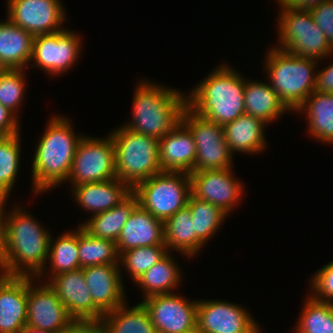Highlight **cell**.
<instances>
[{
	"label": "cell",
	"instance_id": "6da1fadb",
	"mask_svg": "<svg viewBox=\"0 0 333 333\" xmlns=\"http://www.w3.org/2000/svg\"><path fill=\"white\" fill-rule=\"evenodd\" d=\"M15 206L10 213L7 212L4 237L0 243L3 274L31 276L41 282L45 275L47 277L45 272L52 235L26 209L19 204Z\"/></svg>",
	"mask_w": 333,
	"mask_h": 333
},
{
	"label": "cell",
	"instance_id": "7a4b0ae2",
	"mask_svg": "<svg viewBox=\"0 0 333 333\" xmlns=\"http://www.w3.org/2000/svg\"><path fill=\"white\" fill-rule=\"evenodd\" d=\"M45 132L35 147L32 163L34 194H41L67 181L81 134L69 118L55 115L48 120Z\"/></svg>",
	"mask_w": 333,
	"mask_h": 333
},
{
	"label": "cell",
	"instance_id": "3957f363",
	"mask_svg": "<svg viewBox=\"0 0 333 333\" xmlns=\"http://www.w3.org/2000/svg\"><path fill=\"white\" fill-rule=\"evenodd\" d=\"M227 64L218 65L186 94V105L198 116L224 126L245 113V77Z\"/></svg>",
	"mask_w": 333,
	"mask_h": 333
},
{
	"label": "cell",
	"instance_id": "277c9868",
	"mask_svg": "<svg viewBox=\"0 0 333 333\" xmlns=\"http://www.w3.org/2000/svg\"><path fill=\"white\" fill-rule=\"evenodd\" d=\"M137 83L132 101L133 119L123 126L160 140L180 122L186 94L149 80Z\"/></svg>",
	"mask_w": 333,
	"mask_h": 333
},
{
	"label": "cell",
	"instance_id": "5b68a950",
	"mask_svg": "<svg viewBox=\"0 0 333 333\" xmlns=\"http://www.w3.org/2000/svg\"><path fill=\"white\" fill-rule=\"evenodd\" d=\"M264 63L269 84L287 109L296 113L315 89L318 60L271 47Z\"/></svg>",
	"mask_w": 333,
	"mask_h": 333
},
{
	"label": "cell",
	"instance_id": "8992f818",
	"mask_svg": "<svg viewBox=\"0 0 333 333\" xmlns=\"http://www.w3.org/2000/svg\"><path fill=\"white\" fill-rule=\"evenodd\" d=\"M115 145V169L119 180L132 189L142 181L162 172L159 140L120 126L110 132Z\"/></svg>",
	"mask_w": 333,
	"mask_h": 333
},
{
	"label": "cell",
	"instance_id": "52a82bcc",
	"mask_svg": "<svg viewBox=\"0 0 333 333\" xmlns=\"http://www.w3.org/2000/svg\"><path fill=\"white\" fill-rule=\"evenodd\" d=\"M277 49L294 56L322 60L331 57L333 49L309 10L279 7ZM322 58V59H321Z\"/></svg>",
	"mask_w": 333,
	"mask_h": 333
},
{
	"label": "cell",
	"instance_id": "ba28073f",
	"mask_svg": "<svg viewBox=\"0 0 333 333\" xmlns=\"http://www.w3.org/2000/svg\"><path fill=\"white\" fill-rule=\"evenodd\" d=\"M138 204L162 222L188 204L191 193L190 174L162 171L133 188Z\"/></svg>",
	"mask_w": 333,
	"mask_h": 333
},
{
	"label": "cell",
	"instance_id": "9c48e42d",
	"mask_svg": "<svg viewBox=\"0 0 333 333\" xmlns=\"http://www.w3.org/2000/svg\"><path fill=\"white\" fill-rule=\"evenodd\" d=\"M180 121L190 130L196 145L193 171L233 168V154L226 143L223 126L198 116L187 105Z\"/></svg>",
	"mask_w": 333,
	"mask_h": 333
},
{
	"label": "cell",
	"instance_id": "30bf717a",
	"mask_svg": "<svg viewBox=\"0 0 333 333\" xmlns=\"http://www.w3.org/2000/svg\"><path fill=\"white\" fill-rule=\"evenodd\" d=\"M113 178L117 176L115 145L111 135L99 139L84 135L77 145L67 182L71 181V186H78Z\"/></svg>",
	"mask_w": 333,
	"mask_h": 333
},
{
	"label": "cell",
	"instance_id": "8fae6325",
	"mask_svg": "<svg viewBox=\"0 0 333 333\" xmlns=\"http://www.w3.org/2000/svg\"><path fill=\"white\" fill-rule=\"evenodd\" d=\"M81 35L64 29L51 34L34 37L31 62L48 75H61L76 65L83 49Z\"/></svg>",
	"mask_w": 333,
	"mask_h": 333
},
{
	"label": "cell",
	"instance_id": "7c38bea8",
	"mask_svg": "<svg viewBox=\"0 0 333 333\" xmlns=\"http://www.w3.org/2000/svg\"><path fill=\"white\" fill-rule=\"evenodd\" d=\"M141 303L157 333H197L198 300L189 301L174 293L149 296Z\"/></svg>",
	"mask_w": 333,
	"mask_h": 333
},
{
	"label": "cell",
	"instance_id": "4fadbf2b",
	"mask_svg": "<svg viewBox=\"0 0 333 333\" xmlns=\"http://www.w3.org/2000/svg\"><path fill=\"white\" fill-rule=\"evenodd\" d=\"M246 308L224 300H198L197 333H261Z\"/></svg>",
	"mask_w": 333,
	"mask_h": 333
},
{
	"label": "cell",
	"instance_id": "5bb4252c",
	"mask_svg": "<svg viewBox=\"0 0 333 333\" xmlns=\"http://www.w3.org/2000/svg\"><path fill=\"white\" fill-rule=\"evenodd\" d=\"M38 282L35 277L28 276L27 326L62 333L75 320L50 285L47 282L40 285Z\"/></svg>",
	"mask_w": 333,
	"mask_h": 333
},
{
	"label": "cell",
	"instance_id": "9a60e30c",
	"mask_svg": "<svg viewBox=\"0 0 333 333\" xmlns=\"http://www.w3.org/2000/svg\"><path fill=\"white\" fill-rule=\"evenodd\" d=\"M7 4V18L34 36L66 29L61 0H7Z\"/></svg>",
	"mask_w": 333,
	"mask_h": 333
},
{
	"label": "cell",
	"instance_id": "2e32d148",
	"mask_svg": "<svg viewBox=\"0 0 333 333\" xmlns=\"http://www.w3.org/2000/svg\"><path fill=\"white\" fill-rule=\"evenodd\" d=\"M233 170L224 168L191 172L192 195L218 206L229 215L243 197L245 186L236 178Z\"/></svg>",
	"mask_w": 333,
	"mask_h": 333
},
{
	"label": "cell",
	"instance_id": "e0dca14e",
	"mask_svg": "<svg viewBox=\"0 0 333 333\" xmlns=\"http://www.w3.org/2000/svg\"><path fill=\"white\" fill-rule=\"evenodd\" d=\"M47 283L75 321L100 322L104 313L93 303L82 268L58 274Z\"/></svg>",
	"mask_w": 333,
	"mask_h": 333
},
{
	"label": "cell",
	"instance_id": "ac0fdd59",
	"mask_svg": "<svg viewBox=\"0 0 333 333\" xmlns=\"http://www.w3.org/2000/svg\"><path fill=\"white\" fill-rule=\"evenodd\" d=\"M93 303L105 314L123 305L127 298L119 264L82 268Z\"/></svg>",
	"mask_w": 333,
	"mask_h": 333
},
{
	"label": "cell",
	"instance_id": "d6986e66",
	"mask_svg": "<svg viewBox=\"0 0 333 333\" xmlns=\"http://www.w3.org/2000/svg\"><path fill=\"white\" fill-rule=\"evenodd\" d=\"M28 276H0V333H20L27 325Z\"/></svg>",
	"mask_w": 333,
	"mask_h": 333
},
{
	"label": "cell",
	"instance_id": "ffe728a7",
	"mask_svg": "<svg viewBox=\"0 0 333 333\" xmlns=\"http://www.w3.org/2000/svg\"><path fill=\"white\" fill-rule=\"evenodd\" d=\"M162 171L191 173L196 159V145L190 130L180 121L159 140Z\"/></svg>",
	"mask_w": 333,
	"mask_h": 333
},
{
	"label": "cell",
	"instance_id": "44dd1931",
	"mask_svg": "<svg viewBox=\"0 0 333 333\" xmlns=\"http://www.w3.org/2000/svg\"><path fill=\"white\" fill-rule=\"evenodd\" d=\"M154 245H165L164 222L138 204L117 239L118 254L133 248Z\"/></svg>",
	"mask_w": 333,
	"mask_h": 333
},
{
	"label": "cell",
	"instance_id": "7402d4cb",
	"mask_svg": "<svg viewBox=\"0 0 333 333\" xmlns=\"http://www.w3.org/2000/svg\"><path fill=\"white\" fill-rule=\"evenodd\" d=\"M71 188V194L77 204L86 212H91L92 216L121 204L133 193V189L118 178L104 182L85 183L71 186Z\"/></svg>",
	"mask_w": 333,
	"mask_h": 333
},
{
	"label": "cell",
	"instance_id": "603a6c76",
	"mask_svg": "<svg viewBox=\"0 0 333 333\" xmlns=\"http://www.w3.org/2000/svg\"><path fill=\"white\" fill-rule=\"evenodd\" d=\"M265 125L262 120L244 113L223 126L230 152L258 154L266 148Z\"/></svg>",
	"mask_w": 333,
	"mask_h": 333
},
{
	"label": "cell",
	"instance_id": "cb8c5ba5",
	"mask_svg": "<svg viewBox=\"0 0 333 333\" xmlns=\"http://www.w3.org/2000/svg\"><path fill=\"white\" fill-rule=\"evenodd\" d=\"M34 35L8 18L0 22V61L8 69H27L32 57Z\"/></svg>",
	"mask_w": 333,
	"mask_h": 333
},
{
	"label": "cell",
	"instance_id": "d4e9b609",
	"mask_svg": "<svg viewBox=\"0 0 333 333\" xmlns=\"http://www.w3.org/2000/svg\"><path fill=\"white\" fill-rule=\"evenodd\" d=\"M164 240L168 252L173 249L188 258L197 255L205 246L196 237L194 222L188 206L178 210L164 222Z\"/></svg>",
	"mask_w": 333,
	"mask_h": 333
},
{
	"label": "cell",
	"instance_id": "484cf974",
	"mask_svg": "<svg viewBox=\"0 0 333 333\" xmlns=\"http://www.w3.org/2000/svg\"><path fill=\"white\" fill-rule=\"evenodd\" d=\"M308 120V133L321 143L333 145V93L313 91L296 110Z\"/></svg>",
	"mask_w": 333,
	"mask_h": 333
},
{
	"label": "cell",
	"instance_id": "4316f807",
	"mask_svg": "<svg viewBox=\"0 0 333 333\" xmlns=\"http://www.w3.org/2000/svg\"><path fill=\"white\" fill-rule=\"evenodd\" d=\"M245 78V113L250 114L268 125L285 112H290L278 98L270 84Z\"/></svg>",
	"mask_w": 333,
	"mask_h": 333
},
{
	"label": "cell",
	"instance_id": "83f0119b",
	"mask_svg": "<svg viewBox=\"0 0 333 333\" xmlns=\"http://www.w3.org/2000/svg\"><path fill=\"white\" fill-rule=\"evenodd\" d=\"M104 333H157L142 303L128 307L126 303L103 314L100 322Z\"/></svg>",
	"mask_w": 333,
	"mask_h": 333
},
{
	"label": "cell",
	"instance_id": "f1b7e54d",
	"mask_svg": "<svg viewBox=\"0 0 333 333\" xmlns=\"http://www.w3.org/2000/svg\"><path fill=\"white\" fill-rule=\"evenodd\" d=\"M138 205V198L132 193L121 204L110 210L91 216L79 225L90 235L117 242L123 226ZM86 222V223H85Z\"/></svg>",
	"mask_w": 333,
	"mask_h": 333
},
{
	"label": "cell",
	"instance_id": "f546056e",
	"mask_svg": "<svg viewBox=\"0 0 333 333\" xmlns=\"http://www.w3.org/2000/svg\"><path fill=\"white\" fill-rule=\"evenodd\" d=\"M176 263L177 261L168 252L135 281L144 293L143 299L152 295L173 293L178 284L181 285L182 274L179 264Z\"/></svg>",
	"mask_w": 333,
	"mask_h": 333
},
{
	"label": "cell",
	"instance_id": "4dcf8cb0",
	"mask_svg": "<svg viewBox=\"0 0 333 333\" xmlns=\"http://www.w3.org/2000/svg\"><path fill=\"white\" fill-rule=\"evenodd\" d=\"M77 230V231H76ZM54 241H53V240ZM79 226L78 229L66 231L57 239H50L47 263L50 264L49 278L58 274L80 269L79 265ZM52 275V276H51Z\"/></svg>",
	"mask_w": 333,
	"mask_h": 333
},
{
	"label": "cell",
	"instance_id": "1f68e13d",
	"mask_svg": "<svg viewBox=\"0 0 333 333\" xmlns=\"http://www.w3.org/2000/svg\"><path fill=\"white\" fill-rule=\"evenodd\" d=\"M79 265L80 268L102 264H119L116 243L94 237L79 225Z\"/></svg>",
	"mask_w": 333,
	"mask_h": 333
},
{
	"label": "cell",
	"instance_id": "d6a6232c",
	"mask_svg": "<svg viewBox=\"0 0 333 333\" xmlns=\"http://www.w3.org/2000/svg\"><path fill=\"white\" fill-rule=\"evenodd\" d=\"M187 206L191 211L196 237L203 244H207L206 242L215 236L217 230L224 224L225 218L229 216L218 206L197 199L192 194Z\"/></svg>",
	"mask_w": 333,
	"mask_h": 333
},
{
	"label": "cell",
	"instance_id": "836d02e7",
	"mask_svg": "<svg viewBox=\"0 0 333 333\" xmlns=\"http://www.w3.org/2000/svg\"><path fill=\"white\" fill-rule=\"evenodd\" d=\"M294 333H333V303L307 295Z\"/></svg>",
	"mask_w": 333,
	"mask_h": 333
},
{
	"label": "cell",
	"instance_id": "e575fe53",
	"mask_svg": "<svg viewBox=\"0 0 333 333\" xmlns=\"http://www.w3.org/2000/svg\"><path fill=\"white\" fill-rule=\"evenodd\" d=\"M167 253L166 245L133 248L119 254V267H124L135 282Z\"/></svg>",
	"mask_w": 333,
	"mask_h": 333
},
{
	"label": "cell",
	"instance_id": "d590c367",
	"mask_svg": "<svg viewBox=\"0 0 333 333\" xmlns=\"http://www.w3.org/2000/svg\"><path fill=\"white\" fill-rule=\"evenodd\" d=\"M20 142V134H15L0 143V192L9 197L20 169Z\"/></svg>",
	"mask_w": 333,
	"mask_h": 333
},
{
	"label": "cell",
	"instance_id": "8d00e7d4",
	"mask_svg": "<svg viewBox=\"0 0 333 333\" xmlns=\"http://www.w3.org/2000/svg\"><path fill=\"white\" fill-rule=\"evenodd\" d=\"M25 69H6L0 75V104L12 111L17 117L20 103L24 99Z\"/></svg>",
	"mask_w": 333,
	"mask_h": 333
},
{
	"label": "cell",
	"instance_id": "74e56055",
	"mask_svg": "<svg viewBox=\"0 0 333 333\" xmlns=\"http://www.w3.org/2000/svg\"><path fill=\"white\" fill-rule=\"evenodd\" d=\"M309 295L321 302L333 303V261L322 266L310 279Z\"/></svg>",
	"mask_w": 333,
	"mask_h": 333
},
{
	"label": "cell",
	"instance_id": "f35d334b",
	"mask_svg": "<svg viewBox=\"0 0 333 333\" xmlns=\"http://www.w3.org/2000/svg\"><path fill=\"white\" fill-rule=\"evenodd\" d=\"M317 26L324 32L326 40L333 49V0L325 1L310 10Z\"/></svg>",
	"mask_w": 333,
	"mask_h": 333
},
{
	"label": "cell",
	"instance_id": "ab89813d",
	"mask_svg": "<svg viewBox=\"0 0 333 333\" xmlns=\"http://www.w3.org/2000/svg\"><path fill=\"white\" fill-rule=\"evenodd\" d=\"M20 122L18 117L8 108L0 104V130L7 136L20 134Z\"/></svg>",
	"mask_w": 333,
	"mask_h": 333
},
{
	"label": "cell",
	"instance_id": "60d3db41",
	"mask_svg": "<svg viewBox=\"0 0 333 333\" xmlns=\"http://www.w3.org/2000/svg\"><path fill=\"white\" fill-rule=\"evenodd\" d=\"M315 92L333 93V63L324 69H317Z\"/></svg>",
	"mask_w": 333,
	"mask_h": 333
},
{
	"label": "cell",
	"instance_id": "b9f144b4",
	"mask_svg": "<svg viewBox=\"0 0 333 333\" xmlns=\"http://www.w3.org/2000/svg\"><path fill=\"white\" fill-rule=\"evenodd\" d=\"M279 7H288L298 10H311L328 0H275Z\"/></svg>",
	"mask_w": 333,
	"mask_h": 333
},
{
	"label": "cell",
	"instance_id": "7bdbcfd3",
	"mask_svg": "<svg viewBox=\"0 0 333 333\" xmlns=\"http://www.w3.org/2000/svg\"><path fill=\"white\" fill-rule=\"evenodd\" d=\"M62 333H104L99 322H78L75 321L67 330Z\"/></svg>",
	"mask_w": 333,
	"mask_h": 333
},
{
	"label": "cell",
	"instance_id": "ee69618b",
	"mask_svg": "<svg viewBox=\"0 0 333 333\" xmlns=\"http://www.w3.org/2000/svg\"><path fill=\"white\" fill-rule=\"evenodd\" d=\"M9 196L0 192V243L2 242V239L4 237V232H5V223H6V214L4 213L5 211V205L7 203Z\"/></svg>",
	"mask_w": 333,
	"mask_h": 333
},
{
	"label": "cell",
	"instance_id": "f6af8a7d",
	"mask_svg": "<svg viewBox=\"0 0 333 333\" xmlns=\"http://www.w3.org/2000/svg\"><path fill=\"white\" fill-rule=\"evenodd\" d=\"M20 333H51V332H48V331H44L42 329H39V328H35V327H32V326H25Z\"/></svg>",
	"mask_w": 333,
	"mask_h": 333
},
{
	"label": "cell",
	"instance_id": "bcb514c9",
	"mask_svg": "<svg viewBox=\"0 0 333 333\" xmlns=\"http://www.w3.org/2000/svg\"><path fill=\"white\" fill-rule=\"evenodd\" d=\"M8 136L2 131L0 130V143L5 140Z\"/></svg>",
	"mask_w": 333,
	"mask_h": 333
},
{
	"label": "cell",
	"instance_id": "7dc6e473",
	"mask_svg": "<svg viewBox=\"0 0 333 333\" xmlns=\"http://www.w3.org/2000/svg\"><path fill=\"white\" fill-rule=\"evenodd\" d=\"M5 65L0 61V75L6 70Z\"/></svg>",
	"mask_w": 333,
	"mask_h": 333
},
{
	"label": "cell",
	"instance_id": "c3c4849f",
	"mask_svg": "<svg viewBox=\"0 0 333 333\" xmlns=\"http://www.w3.org/2000/svg\"><path fill=\"white\" fill-rule=\"evenodd\" d=\"M3 275L2 260H1V251H0V276Z\"/></svg>",
	"mask_w": 333,
	"mask_h": 333
}]
</instances>
